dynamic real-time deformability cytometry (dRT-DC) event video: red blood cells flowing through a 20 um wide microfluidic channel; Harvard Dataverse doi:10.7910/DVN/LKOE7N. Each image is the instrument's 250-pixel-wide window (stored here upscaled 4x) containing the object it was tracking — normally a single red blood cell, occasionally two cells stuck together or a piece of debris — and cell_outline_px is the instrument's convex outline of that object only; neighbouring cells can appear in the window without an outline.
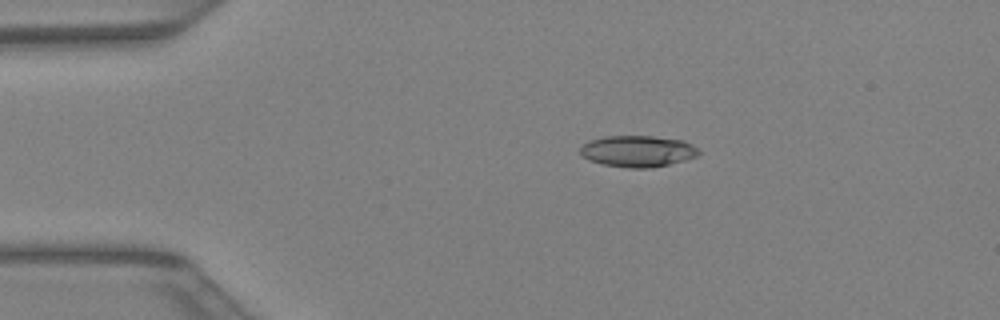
{"species": "Egyptian fruit bat (a non-hibernating species)", "species_latin": "Rousettus aegyptiacus", "temperature_condition": "warm", "stored_images_in_passage": 41, "camera_frame_rate_fps": 3000, "um_per_image_px": 0.085, "animal": {"sex": "female"}, "frame": {"image": 1, "passage_image": 8, "time_ms": 2.333, "image_size_px": [1000, 320], "cell_outline_px": [[700, 156], [652, 168], [628, 168], [604, 164], [588, 160], [580, 152], [580, 148], [588, 140], [604, 136], [652, 136], [684, 140], [692, 144], [700, 152]], "centroid_in_image_um": [54.22, 12.85], "position_along_channel_um": 30.8, "area_um2": 21.73}}
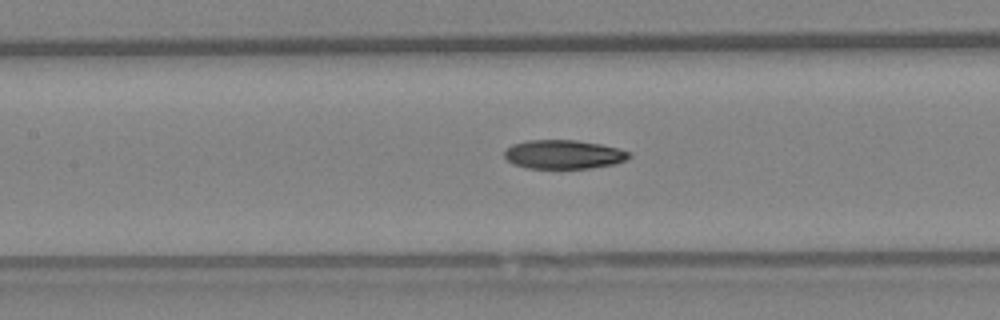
{"frame": {"image": 2, "passage_image": 19, "time_ms": 6.0, "image_size_px": [1000, 320], "cell_outline_px": [[632, 156], [616, 164], [592, 168], [528, 168], [512, 164], [504, 156], [504, 152], [512, 144], [524, 140], [576, 140], [600, 144], [620, 148], [632, 152]], "centroid_in_image_um": [47.93, 13.12], "position_along_channel_um": 159.5, "area_um2": 21.21}}
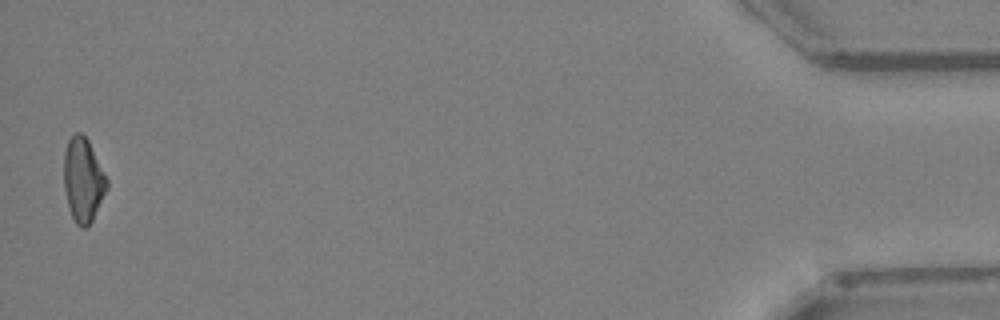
{"frame": {"image": 3, "passage_image": 41, "time_ms": 13.333, "image_size_px": [1000, 320], "cell_outline_px": [[108, 188], [92, 220], [84, 228], [80, 228], [76, 224], [72, 216], [68, 204], [64, 188], [64, 152], [68, 140], [76, 132], [80, 132], [88, 140], [108, 180]], "centroid_in_image_um": [7.06, 15.29], "position_along_channel_um": 428.1, "area_um2": 20.87}}